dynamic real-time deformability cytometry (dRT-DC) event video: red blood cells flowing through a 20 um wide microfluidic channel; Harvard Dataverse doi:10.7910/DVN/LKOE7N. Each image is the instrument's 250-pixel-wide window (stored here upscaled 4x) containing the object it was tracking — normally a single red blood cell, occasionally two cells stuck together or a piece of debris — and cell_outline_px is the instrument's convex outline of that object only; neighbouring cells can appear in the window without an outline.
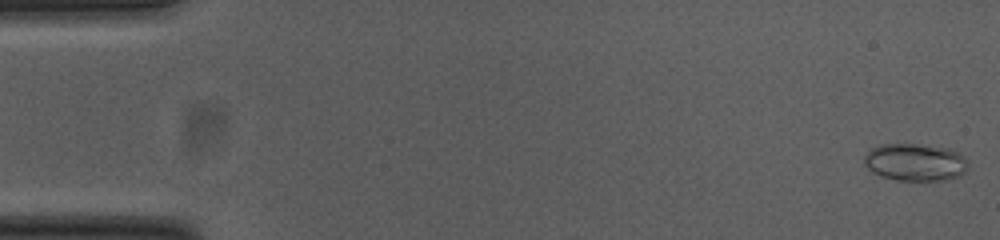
{"species": "common noctule bat (a hibernating species)", "species_latin": "Nyctalus noctula", "temperature_condition": "cold", "stored_images_in_passage": 53, "camera_frame_rate_fps": 3000, "um_per_image_px": 0.085, "animal": {"sex": "female", "body_mass_g": 23.0, "forearm_length_mm": 53.4}, "frame": {"image": 1, "passage_image": 1, "time_ms": 0.0, "image_size_px": [1000, 240], "cell_outline_px": [[968, 164], [964, 172], [960, 176], [948, 180], [896, 180], [880, 176], [872, 172], [864, 164], [864, 156], [872, 148], [880, 144], [916, 144], [948, 148], [964, 156], [968, 160]], "centroid_in_image_um": [77.79, 13.79], "position_along_channel_um": 7.2, "area_um2": 22.72}}
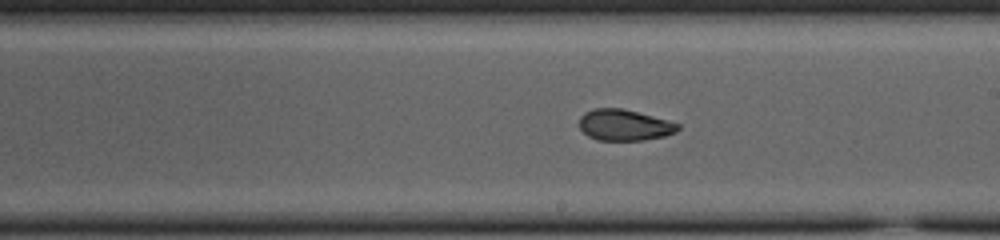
{"frame": {"image": 2, "passage_image": 30, "time_ms": 9.667, "image_size_px": [1000, 240], "cell_outline_px": [[680, 128], [676, 132], [664, 136], [644, 140], [596, 140], [588, 136], [580, 128], [580, 116], [584, 112], [592, 108], [620, 108], [652, 116], [680, 124]], "centroid_in_image_um": [53.05, 10.63], "position_along_channel_um": 236.0, "area_um2": 17.8}}
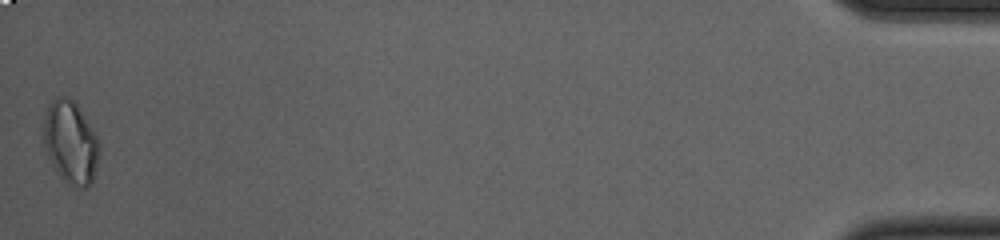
{"frame": {"image": 3, "passage_image": 53, "time_ms": 17.333, "image_size_px": [1000, 240], "cell_outline_px": [[100, 148], [92, 184], [84, 188], [72, 188], [60, 176], [52, 164], [44, 148], [44, 116], [48, 104], [56, 96], [64, 96], [72, 100], [80, 108], [92, 128], [96, 136]], "centroid_in_image_um": [5.99, 12.11], "position_along_channel_um": 429.2, "area_um2": 26.93}, "authors_computed_cell_mechanics": {"area_um2": 19.363, "velocity_mm_per_s": 3.8042, "shape_relaxation_time_tau1_ms": 5.3169, "shape_relaxation_time_tau2_ms": 1.7435, "deformation_change_tau1": 0.1463, "deformation_change_tau2": 0.0701}}